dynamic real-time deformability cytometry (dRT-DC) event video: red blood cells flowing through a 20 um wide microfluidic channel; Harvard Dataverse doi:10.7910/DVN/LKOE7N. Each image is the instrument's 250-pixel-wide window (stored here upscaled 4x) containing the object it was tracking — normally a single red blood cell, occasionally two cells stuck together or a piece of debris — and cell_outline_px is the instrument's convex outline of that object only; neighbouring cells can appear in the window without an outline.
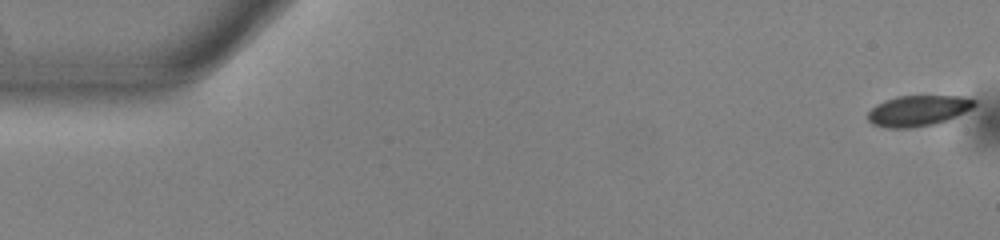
{"species": "common noctule bat (a hibernating species)", "species_latin": "Nyctalus noctula", "temperature_condition": "warm", "stored_images_in_passage": 53, "camera_frame_rate_fps": 3000, "um_per_image_px": 0.085, "animal": {"sex": "male", "body_mass_g": 13.0, "forearm_length_mm": 53.1}, "frame": {"image": 1, "passage_image": 1, "time_ms": 0.0, "image_size_px": [1000, 240], "cell_outline_px": [[976, 104], [972, 108], [948, 120], [936, 124], [908, 128], [888, 128], [872, 124], [868, 120], [868, 112], [876, 104], [884, 100], [896, 96], [960, 96], [976, 100]], "centroid_in_image_um": [78.02, 9.41], "position_along_channel_um": 7.0, "area_um2": 19.13}}
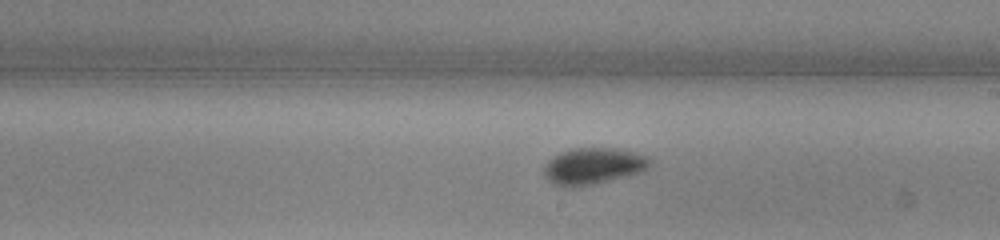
{"frame": {"image": 2, "passage_image": 30, "time_ms": 9.667, "image_size_px": [1000, 240], "cell_outline_px": [[652, 164], [648, 168], [640, 172], [592, 184], [556, 184], [548, 180], [544, 176], [544, 164], [552, 156], [560, 152], [572, 148], [612, 148], [632, 152], [648, 156], [652, 160]], "centroid_in_image_um": [50.44, 14.06], "position_along_channel_um": 238.6, "area_um2": 21.91}}
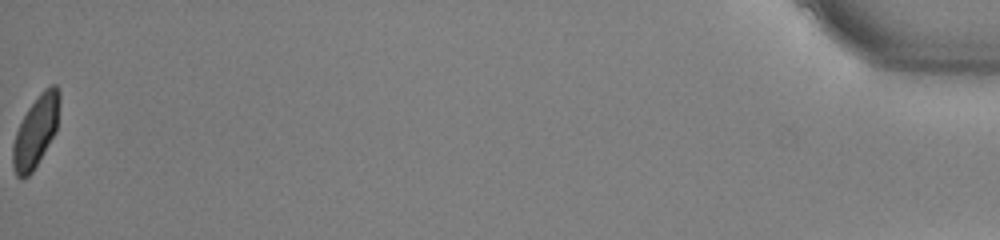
{"frame": {"image": 3, "passage_image": 53, "time_ms": 17.333, "image_size_px": [1000, 240], "cell_outline_px": [[60, 100], [56, 132], [32, 172], [28, 176], [16, 176], [12, 168], [12, 144], [16, 132], [28, 108], [40, 92], [44, 88], [52, 84], [56, 84], [60, 92]], "centroid_in_image_um": [3.05, 11.14], "position_along_channel_um": 432.2, "area_um2": 19.36}, "authors_computed_cell_mechanics": {"area_um2": 20.6924, "velocity_mm_per_s": 3.9135, "shape_relaxation_time_tau1_ms": 1.2862, "shape_relaxation_time_tau2_ms": null, "deformation_change_tau1": 0.0869, "deformation_change_tau2": null}}